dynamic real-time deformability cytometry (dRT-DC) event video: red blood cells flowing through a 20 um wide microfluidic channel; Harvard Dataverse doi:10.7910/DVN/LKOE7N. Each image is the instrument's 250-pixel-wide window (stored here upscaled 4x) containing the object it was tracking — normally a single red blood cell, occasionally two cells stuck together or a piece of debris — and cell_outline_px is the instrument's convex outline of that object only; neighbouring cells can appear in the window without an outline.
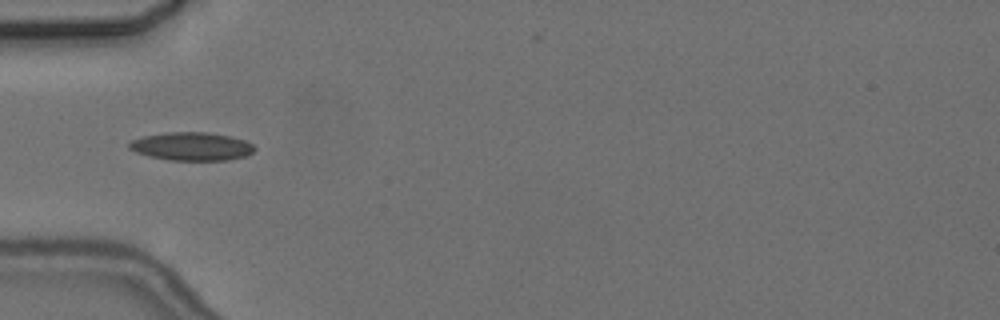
{"species": "common noctule bat (a hibernating species)", "species_latin": "Nyctalus noctula", "temperature_condition": "cold", "stored_images_in_passage": 7, "camera_frame_rate_fps": 3000, "um_per_image_px": 0.085, "animal": {"sex": "female", "body_mass_g": 24.6, "forearm_length_mm": 56.2}, "frame": {"image": 1, "passage_image": 6, "time_ms": 6.0, "image_size_px": [1000, 320], "cell_outline_px": [[256, 148], [252, 152], [244, 156], [228, 160], [168, 160], [148, 156], [136, 152], [128, 148], [128, 144], [132, 140], [144, 136], [168, 132], [208, 132], [232, 136], [244, 140], [252, 144]], "centroid_in_image_um": [16.28, 12.44], "position_along_channel_um": 68.7, "area_um2": 20.63}}
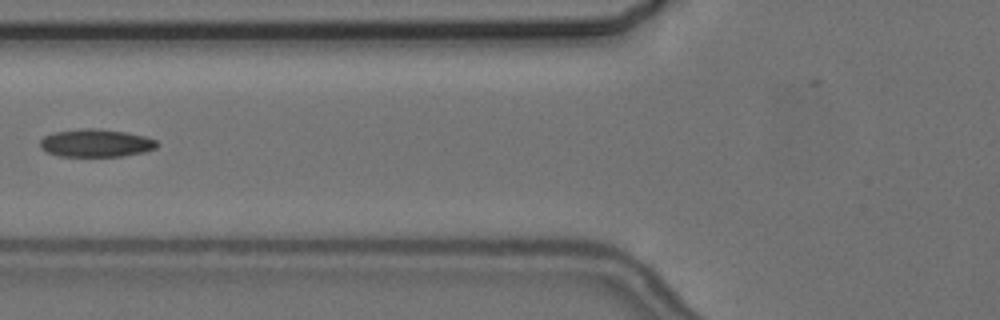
{"frame": {"image": 2, "passage_image": 7, "time_ms": 7.333, "image_size_px": [1000, 320], "cell_outline_px": [[160, 144], [156, 148], [144, 152], [124, 156], [60, 156], [48, 152], [40, 148], [40, 140], [44, 136], [56, 132], [84, 128], [96, 128], [128, 132], [144, 136], [156, 140]], "centroid_in_image_um": [8.19, 12.16], "position_along_channel_um": 117.6, "area_um2": 19.02}}